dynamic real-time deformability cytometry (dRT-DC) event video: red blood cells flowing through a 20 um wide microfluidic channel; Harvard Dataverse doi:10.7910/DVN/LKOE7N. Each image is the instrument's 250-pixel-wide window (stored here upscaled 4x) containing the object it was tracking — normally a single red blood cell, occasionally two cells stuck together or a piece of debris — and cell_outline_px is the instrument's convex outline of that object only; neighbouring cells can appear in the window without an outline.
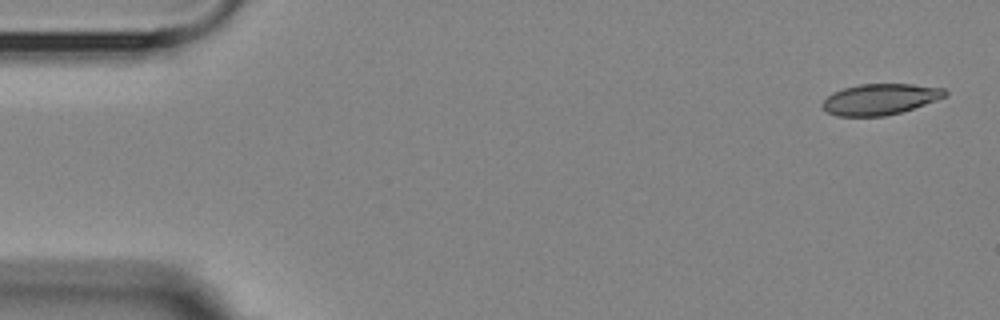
{"species": "Egyptian fruit bat (a non-hibernating species)", "species_latin": "Rousettus aegyptiacus", "temperature_condition": "room temperature", "stored_images_in_passage": 6, "camera_frame_rate_fps": 3000, "um_per_image_px": 0.085, "animal": {"sex": "female"}, "frame": {"image": 1, "passage_image": 1, "time_ms": 0.0, "image_size_px": [1000, 320], "cell_outline_px": [[948, 92], [944, 96], [924, 104], [900, 112], [884, 116], [836, 116], [828, 112], [820, 104], [832, 92], [844, 88], [860, 84], [912, 84], [944, 88]], "centroid_in_image_um": [74.76, 8.43], "position_along_channel_um": 10.2, "area_um2": 21.85}}
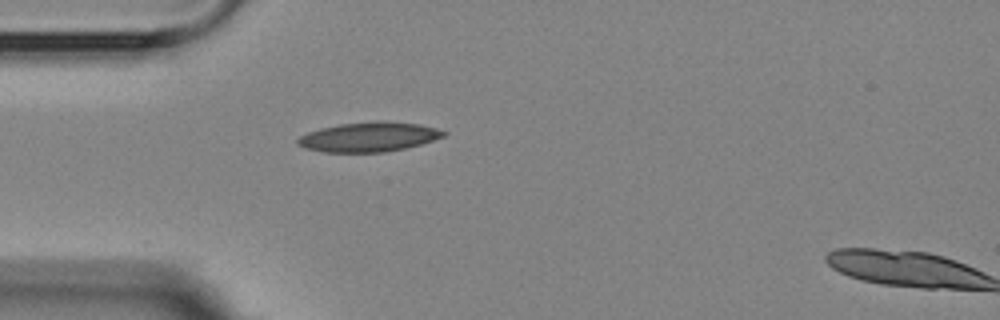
{"frame": {"image": 2, "passage_image": 4, "time_ms": 4.333, "image_size_px": [1000, 320], "cell_outline_px": [[448, 132], [444, 136], [420, 144], [404, 148], [384, 152], [324, 152], [304, 148], [296, 144], [296, 140], [300, 136], [308, 132], [320, 128], [340, 124], [376, 120], [380, 120], [420, 124], [436, 128]], "centroid_in_image_um": [31.33, 11.63], "position_along_channel_um": 53.7, "area_um2": 25.2}}